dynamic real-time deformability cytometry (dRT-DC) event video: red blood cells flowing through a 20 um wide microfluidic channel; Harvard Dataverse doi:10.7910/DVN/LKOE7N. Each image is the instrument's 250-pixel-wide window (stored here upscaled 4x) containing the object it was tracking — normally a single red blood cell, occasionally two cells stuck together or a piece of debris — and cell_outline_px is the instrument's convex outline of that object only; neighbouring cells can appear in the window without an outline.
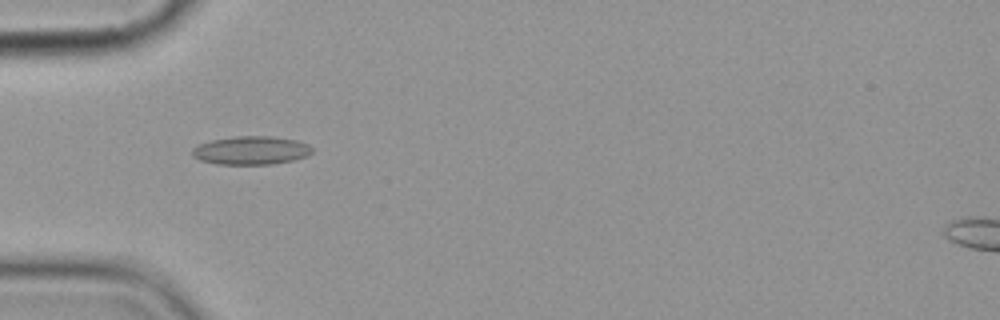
{"species": "common noctule bat (a hibernating species)", "species_latin": "Nyctalus noctula", "temperature_condition": "cold", "stored_images_in_passage": 10, "camera_frame_rate_fps": 3000, "um_per_image_px": 0.085, "animal": {"sex": "female", "body_mass_g": 19.9}, "frame": {"image": 1, "passage_image": 4, "time_ms": 3.667, "image_size_px": [1000, 320], "cell_outline_px": [[312, 152], [304, 156], [292, 160], [272, 164], [216, 164], [200, 160], [192, 156], [192, 148], [196, 144], [212, 140], [236, 136], [272, 136], [296, 140], [308, 144], [312, 148]], "centroid_in_image_um": [21.29, 12.78], "position_along_channel_um": 63.7, "area_um2": 19.83}}
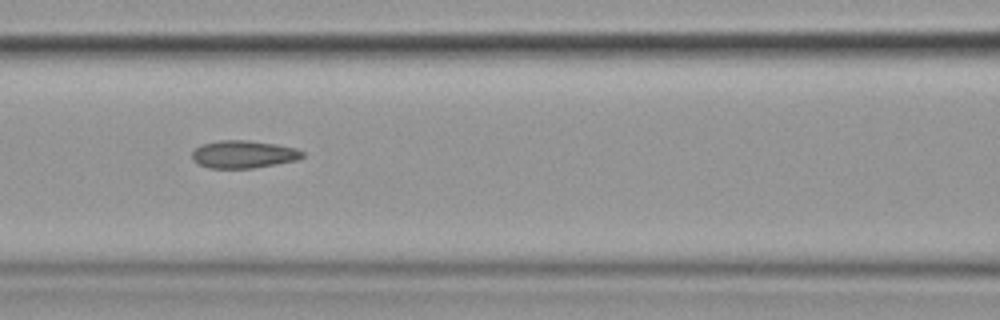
{"frame": {"image": 2, "passage_image": 6, "time_ms": 6.0, "image_size_px": [1000, 320], "cell_outline_px": [[304, 156], [296, 160], [276, 164], [252, 168], [208, 168], [192, 160], [192, 152], [200, 144], [220, 140], [248, 140], [276, 144], [296, 148], [304, 152]], "centroid_in_image_um": [20.68, 13.11], "position_along_channel_um": 145.9, "area_um2": 17.8}}
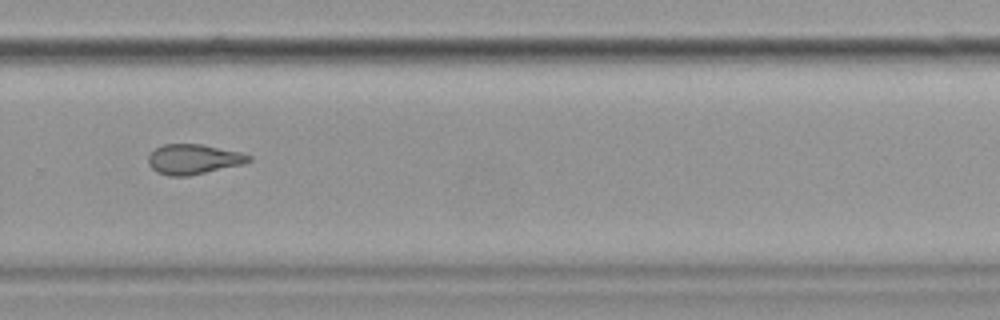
{"frame": {"image": 3, "passage_image": 10, "time_ms": 10.667, "image_size_px": [1000, 320], "cell_outline_px": [[252, 160], [244, 164], [188, 176], [168, 176], [156, 172], [148, 164], [148, 156], [156, 148], [164, 144], [200, 144], [240, 152], [252, 156]], "centroid_in_image_um": [16.44, 13.54], "position_along_channel_um": 313.4, "area_um2": 17.57}}